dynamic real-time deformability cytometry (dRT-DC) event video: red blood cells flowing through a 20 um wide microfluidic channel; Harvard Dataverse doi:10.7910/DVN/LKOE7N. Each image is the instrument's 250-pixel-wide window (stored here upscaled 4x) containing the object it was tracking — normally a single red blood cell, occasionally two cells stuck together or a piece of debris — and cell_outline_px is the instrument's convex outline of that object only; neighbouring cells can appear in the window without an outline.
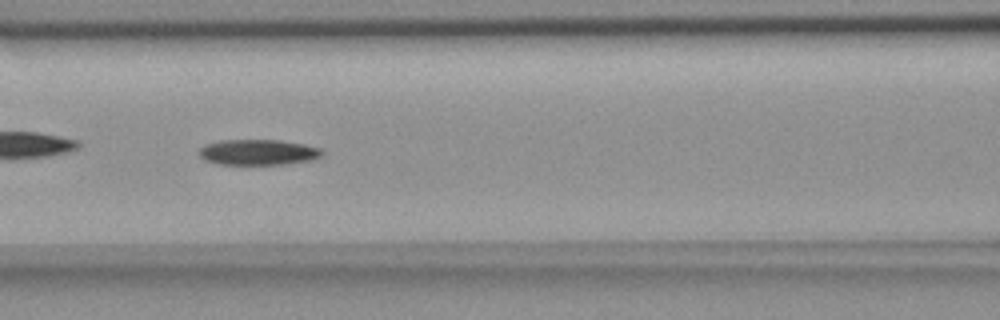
{"species": "common noctule bat (a hibernating species)", "species_latin": "Nyctalus noctula", "temperature_condition": "room temperature", "stored_images_in_passage": 10, "camera_frame_rate_fps": 3000, "um_per_image_px": 0.085, "animal": {"sex": "female", "body_mass_g": 18.4}, "frame": {"image": 1, "passage_image": 7, "time_ms": 7.0, "image_size_px": [1000, 320], "cell_outline_px": [[324, 156], [316, 160], [284, 164], [216, 164], [204, 160], [200, 156], [200, 148], [204, 144], [220, 140], [280, 140], [304, 144], [320, 148], [324, 152]], "centroid_in_image_um": [21.99, 12.94], "position_along_channel_um": 144.6, "area_um2": 18.61}}
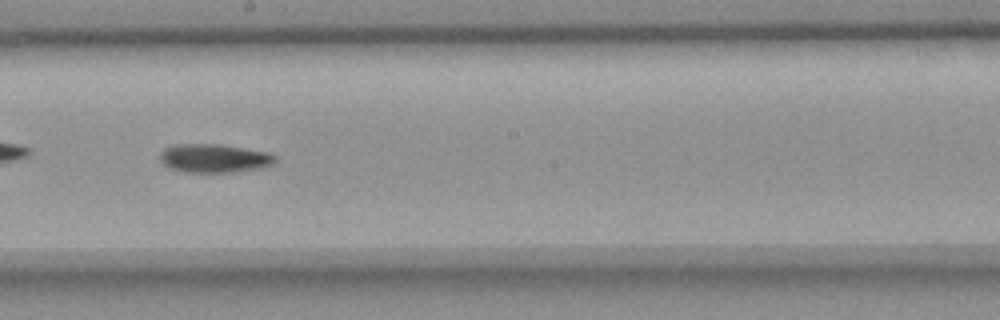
{"frame": {"image": 2, "passage_image": 9, "time_ms": 9.333, "image_size_px": [1000, 320], "cell_outline_px": [[276, 160], [272, 164], [260, 168], [236, 172], [184, 172], [168, 168], [160, 160], [160, 152], [164, 148], [176, 144], [220, 144], [268, 152], [276, 156]], "centroid_in_image_um": [18.19, 13.45], "position_along_channel_um": 230.0, "area_um2": 19.31}}
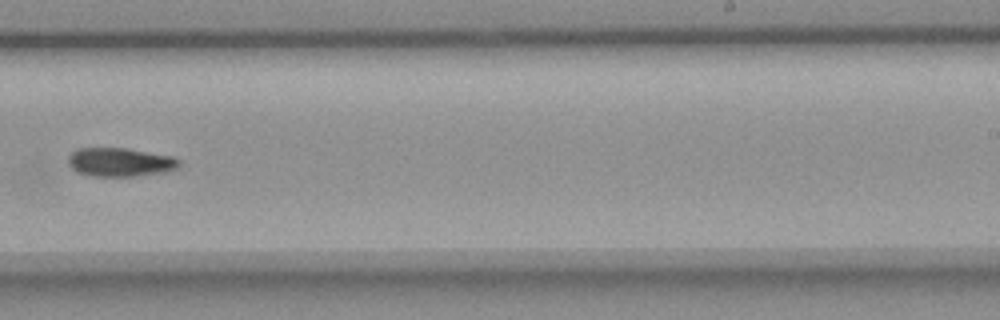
{"frame": {"image": 3, "passage_image": 10, "time_ms": 10.667, "image_size_px": [1000, 320], "cell_outline_px": [[180, 168], [164, 172], [136, 176], [92, 176], [76, 172], [68, 164], [68, 156], [76, 148], [124, 148], [172, 156], [180, 160]], "centroid_in_image_um": [10.2, 13.79], "position_along_channel_um": 278.8, "area_um2": 18.67}}